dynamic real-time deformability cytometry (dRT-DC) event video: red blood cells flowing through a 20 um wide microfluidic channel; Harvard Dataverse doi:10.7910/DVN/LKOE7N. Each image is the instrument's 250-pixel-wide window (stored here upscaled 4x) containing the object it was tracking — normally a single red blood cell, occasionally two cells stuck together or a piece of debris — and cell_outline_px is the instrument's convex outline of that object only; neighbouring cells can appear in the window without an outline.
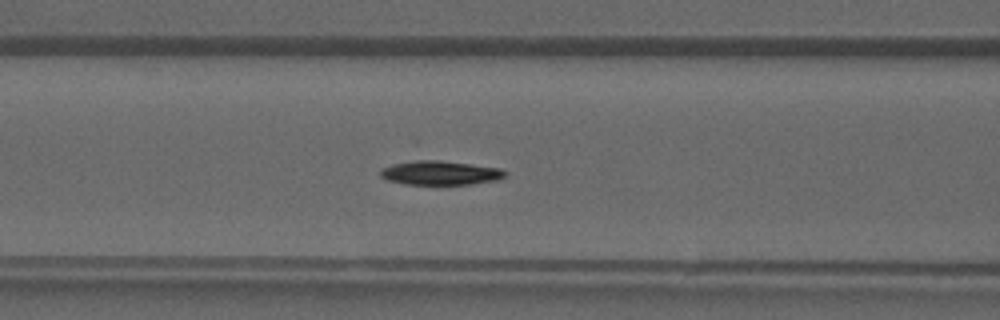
{"species": "common noctule bat (a hibernating species)", "species_latin": "Nyctalus noctula", "temperature_condition": "warm", "stored_images_in_passage": 41, "segment_of_instrument_passage": [1, 2], "camera_frame_rate_fps": 3000, "um_per_image_px": 0.085, "animal": {"sex": "male", "forearm_length_mm": 52.5}, "frame": {"image": 1, "passage_image": 16, "time_ms": 5.0, "image_size_px": [1000, 320], "cell_outline_px": [[508, 172], [504, 176], [496, 180], [472, 184], [404, 184], [388, 180], [380, 176], [380, 168], [392, 164], [416, 160], [440, 160], [500, 168]], "centroid_in_image_um": [37.39, 14.69], "position_along_channel_um": 129.2, "area_um2": 17.46}}
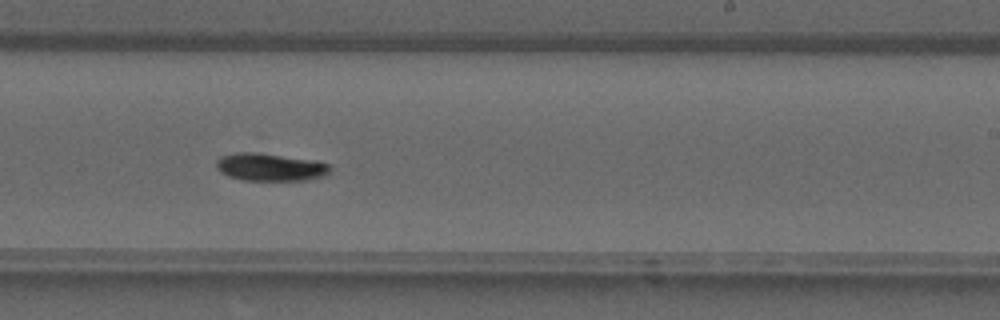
{"frame": {"image": 2, "passage_image": 24, "time_ms": 7.667, "image_size_px": [1000, 320], "cell_outline_px": [[328, 172], [324, 176], [308, 180], [244, 180], [228, 176], [220, 172], [216, 168], [216, 160], [220, 156], [236, 152], [256, 152], [316, 160], [328, 164]], "centroid_in_image_um": [22.92, 14.19], "position_along_channel_um": 266.1, "area_um2": 18.38}}
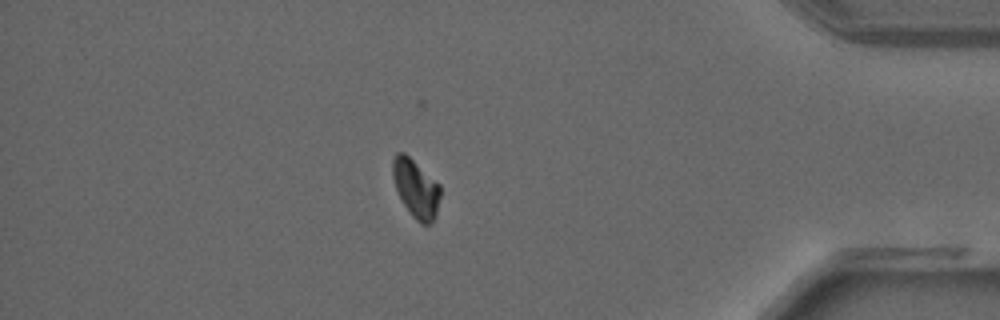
{"frame": {"image": 3, "passage_image": 34, "time_ms": 11.0, "image_size_px": [1000, 320], "cell_outline_px": [[440, 196], [436, 216], [432, 224], [420, 224], [412, 216], [404, 204], [396, 188], [392, 176], [392, 160], [396, 152], [404, 152], [440, 184]], "centroid_in_image_um": [35.36, 16.02], "position_along_channel_um": 399.8, "area_um2": 16.18}}